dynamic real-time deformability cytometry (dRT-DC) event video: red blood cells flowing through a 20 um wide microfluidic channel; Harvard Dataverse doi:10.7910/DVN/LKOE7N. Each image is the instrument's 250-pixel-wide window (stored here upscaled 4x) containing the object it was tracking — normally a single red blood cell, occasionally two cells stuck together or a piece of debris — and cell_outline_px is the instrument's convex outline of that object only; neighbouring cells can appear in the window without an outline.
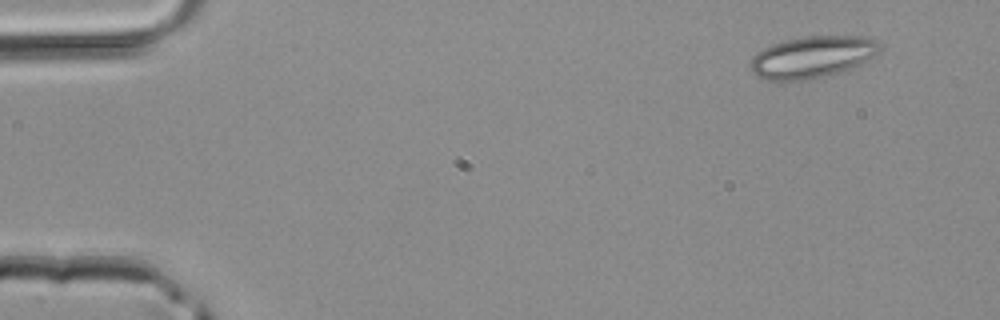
{"species": "common noctule bat (a hibernating species)", "species_latin": "Nyctalus noctula", "temperature_condition": "room temperature", "stored_images_in_passage": 4, "camera_frame_rate_fps": 3000, "um_per_image_px": 0.085, "animal": {"sex": "male", "body_mass_g": 20.4}, "frame": {"image": 1, "passage_image": 1, "time_ms": 0.0, "image_size_px": [1000, 320], "cell_outline_px": [[884, 48], [880, 52], [860, 64], [836, 72], [800, 80], [768, 80], [756, 76], [748, 68], [748, 64], [752, 56], [756, 52], [772, 44], [784, 40], [808, 36], [868, 36], [876, 40]], "centroid_in_image_um": [69.02, 4.82], "position_along_channel_um": 16.0, "area_um2": 31.39}}
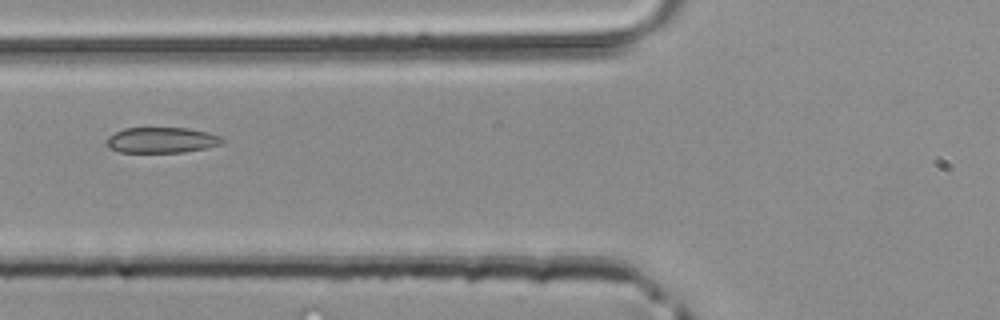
{"frame": {"image": 2, "passage_image": 4, "time_ms": 1.0, "image_size_px": [1000, 320], "cell_outline_px": [[224, 140], [220, 144], [204, 148], [184, 152], [120, 152], [108, 148], [108, 136], [124, 128], [188, 128], [208, 132], [220, 136]], "centroid_in_image_um": [13.73, 11.9], "position_along_channel_um": 112.1, "area_um2": 17.11}}